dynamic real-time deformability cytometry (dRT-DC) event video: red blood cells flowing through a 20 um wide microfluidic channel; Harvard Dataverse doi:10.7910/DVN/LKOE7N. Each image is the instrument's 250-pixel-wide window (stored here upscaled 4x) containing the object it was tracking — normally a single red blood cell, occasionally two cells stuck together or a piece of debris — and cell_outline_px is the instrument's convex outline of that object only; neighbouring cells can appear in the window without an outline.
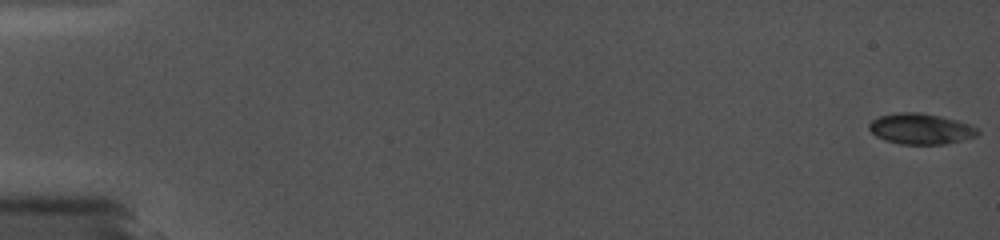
{"species": "common noctule bat (a hibernating species)", "species_latin": "Nyctalus noctula", "temperature_condition": "cold", "stored_images_in_passage": 89, "camera_frame_rate_fps": 5000, "um_per_image_px": 0.085, "animal": {"sex": "female", "body_mass_g": 19.0, "forearm_length_mm": 56.7}, "frame": {"image": 1, "passage_image": 1, "time_ms": 0.0, "image_size_px": [1000, 240], "cell_outline_px": [[980, 132], [976, 136], [944, 144], [900, 144], [884, 140], [876, 136], [868, 128], [868, 124], [872, 120], [880, 116], [896, 112], [920, 112], [940, 116], [956, 120], [968, 124], [976, 128]], "centroid_in_image_um": [78.22, 10.94], "position_along_channel_um": 6.8, "area_um2": 19.36}}
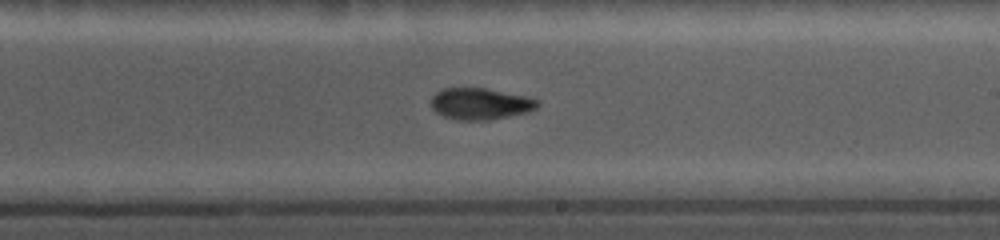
{"frame": {"image": 2, "passage_image": 56, "time_ms": 11.0, "image_size_px": [1000, 240], "cell_outline_px": [[540, 104], [536, 108], [528, 112], [492, 120], [460, 120], [444, 116], [436, 112], [432, 108], [428, 100], [436, 92], [444, 88], [484, 88], [524, 96], [540, 100]], "centroid_in_image_um": [40.81, 8.83], "position_along_channel_um": 248.2, "area_um2": 19.65}}
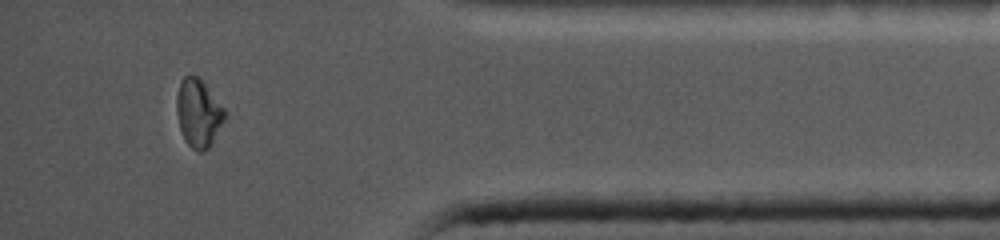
{"frame": {"image": 3, "passage_image": 82, "time_ms": 15.8, "image_size_px": [1000, 240], "cell_outline_px": [[228, 116], [208, 148], [204, 152], [196, 152], [184, 140], [180, 128], [176, 112], [176, 96], [180, 80], [184, 76], [196, 76], [204, 84], [228, 112]], "centroid_in_image_um": [16.87, 9.64], "position_along_channel_um": 418.3, "area_um2": 19.19}}